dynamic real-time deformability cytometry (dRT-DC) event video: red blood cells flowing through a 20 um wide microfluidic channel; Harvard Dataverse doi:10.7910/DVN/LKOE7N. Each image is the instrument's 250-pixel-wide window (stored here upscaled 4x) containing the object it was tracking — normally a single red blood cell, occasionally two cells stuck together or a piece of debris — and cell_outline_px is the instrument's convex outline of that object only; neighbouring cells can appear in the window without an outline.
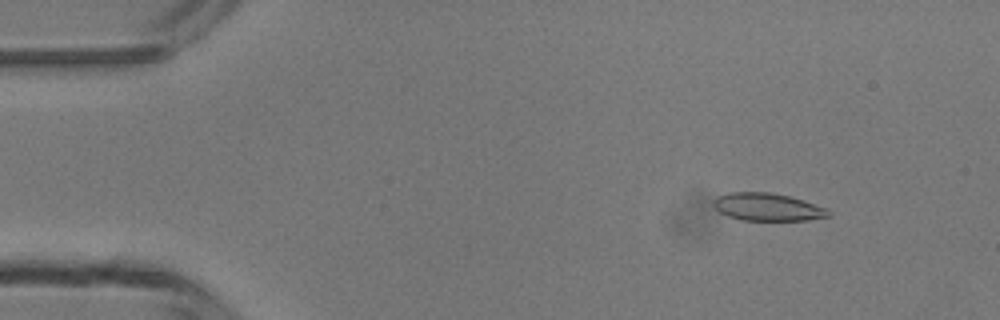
{"species": "common noctule bat (a hibernating species)", "species_latin": "Nyctalus noctula", "temperature_condition": "room temperature", "stored_images_in_passage": 3, "camera_frame_rate_fps": 3000, "um_per_image_px": 0.085, "animal": {"sex": "male", "body_mass_g": 13.3}, "frame": {"image": 1, "passage_image": 1, "time_ms": 0.0, "image_size_px": [1000, 320], "cell_outline_px": [[832, 216], [808, 220], [740, 220], [728, 216], [720, 212], [712, 204], [712, 200], [716, 196], [732, 192], [772, 192], [804, 200], [828, 208], [832, 212]], "centroid_in_image_um": [65.27, 17.59], "position_along_channel_um": 19.7, "area_um2": 18.79}}